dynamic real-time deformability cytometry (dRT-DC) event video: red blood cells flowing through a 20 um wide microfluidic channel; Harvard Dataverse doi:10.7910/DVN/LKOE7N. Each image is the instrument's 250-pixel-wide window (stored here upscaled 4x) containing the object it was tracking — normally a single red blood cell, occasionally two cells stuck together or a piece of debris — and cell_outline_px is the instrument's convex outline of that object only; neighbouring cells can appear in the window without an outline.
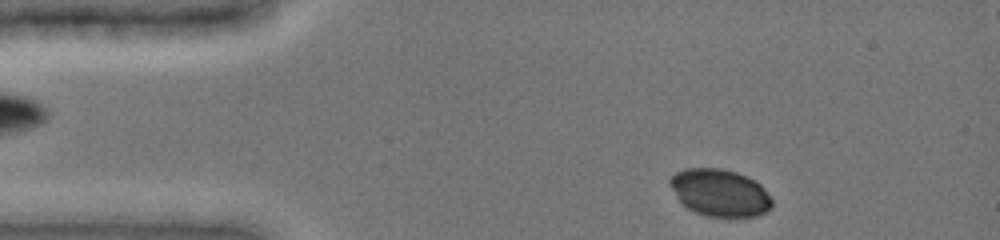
{"species": "common noctule bat (a hibernating species)", "species_latin": "Nyctalus noctula", "temperature_condition": "cold", "stored_images_in_passage": 5, "camera_frame_rate_fps": 3000, "um_per_image_px": 0.085, "animal": {"sex": "female", "body_mass_g": 19.0, "forearm_length_mm": 51.5}, "frame": {"image": 1, "passage_image": 1, "time_ms": 0.0, "image_size_px": [1000, 240], "cell_outline_px": [[772, 208], [768, 212], [756, 216], [728, 220], [704, 216], [688, 208], [676, 196], [668, 184], [668, 180], [676, 172], [684, 168], [720, 168], [736, 172], [760, 184], [764, 188], [772, 200]], "centroid_in_image_um": [61.2, 16.43], "position_along_channel_um": 23.8, "area_um2": 28.73}}
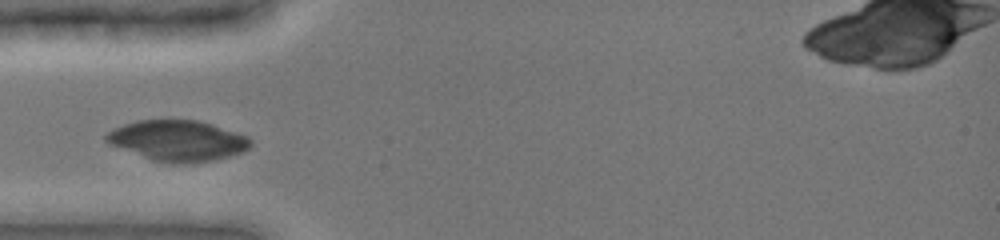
{"frame": {"image": 2, "passage_image": 4, "time_ms": 2.667, "image_size_px": [1000, 240], "cell_outline_px": [[252, 144], [244, 152], [216, 160], [188, 164], [172, 164], [152, 160], [108, 144], [104, 140], [104, 136], [112, 128], [136, 120], [196, 120], [212, 124], [248, 136], [252, 140]], "centroid_in_image_um": [15.1, 11.97], "position_along_channel_um": 69.9, "area_um2": 34.62}}